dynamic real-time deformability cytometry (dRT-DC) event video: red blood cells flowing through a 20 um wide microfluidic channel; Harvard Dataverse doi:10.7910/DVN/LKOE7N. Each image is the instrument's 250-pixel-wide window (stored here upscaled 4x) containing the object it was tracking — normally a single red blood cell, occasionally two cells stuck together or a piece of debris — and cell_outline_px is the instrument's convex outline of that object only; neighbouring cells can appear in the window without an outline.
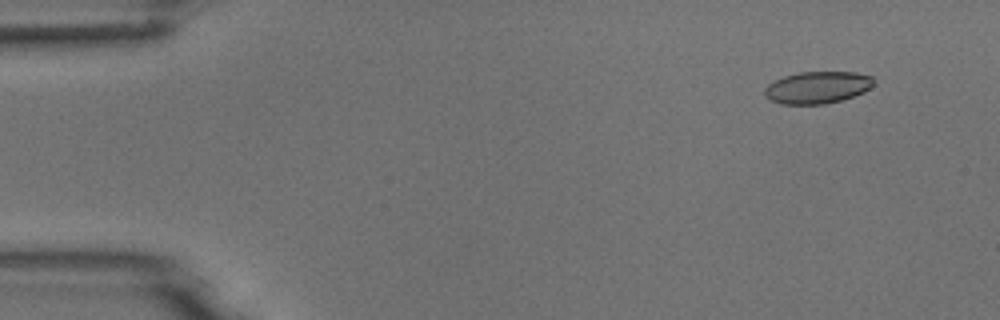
{"species": "common noctule bat (a hibernating species)", "species_latin": "Nyctalus noctula", "temperature_condition": "room temperature", "stored_images_in_passage": 5, "camera_frame_rate_fps": 3000, "um_per_image_px": 0.085, "animal": {"sex": "male", "body_mass_g": 18.8}, "frame": {"image": 1, "passage_image": 2, "time_ms": 1.0, "image_size_px": [1000, 320], "cell_outline_px": [[872, 84], [864, 92], [840, 100], [824, 104], [784, 104], [772, 100], [764, 96], [764, 88], [772, 80], [796, 72], [856, 72], [872, 76]], "centroid_in_image_um": [69.42, 7.42], "position_along_channel_um": 15.6, "area_um2": 20.29}}
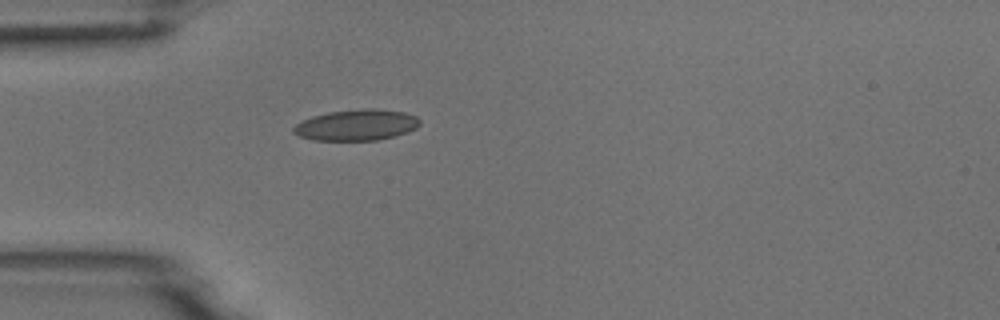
{"frame": {"image": 2, "passage_image": 5, "time_ms": 4.667, "image_size_px": [1000, 320], "cell_outline_px": [[420, 124], [416, 128], [408, 132], [396, 136], [376, 140], [312, 140], [300, 136], [292, 132], [292, 128], [296, 124], [312, 116], [328, 112], [364, 108], [376, 108], [404, 112], [416, 116], [420, 120]], "centroid_in_image_um": [30.32, 10.62], "position_along_channel_um": 54.7, "area_um2": 22.95}}